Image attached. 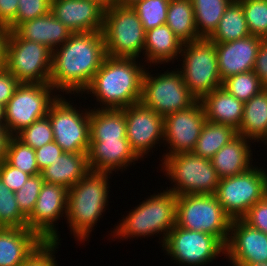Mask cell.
Returning <instances> with one entry per match:
<instances>
[{
	"mask_svg": "<svg viewBox=\"0 0 267 266\" xmlns=\"http://www.w3.org/2000/svg\"><path fill=\"white\" fill-rule=\"evenodd\" d=\"M102 31L73 33L52 51L50 84L54 91L84 92L106 58Z\"/></svg>",
	"mask_w": 267,
	"mask_h": 266,
	"instance_id": "6da1fadb",
	"label": "cell"
},
{
	"mask_svg": "<svg viewBox=\"0 0 267 266\" xmlns=\"http://www.w3.org/2000/svg\"><path fill=\"white\" fill-rule=\"evenodd\" d=\"M136 60L106 56L85 89L104 105L101 109H122L140 102L145 69Z\"/></svg>",
	"mask_w": 267,
	"mask_h": 266,
	"instance_id": "7a4b0ae2",
	"label": "cell"
},
{
	"mask_svg": "<svg viewBox=\"0 0 267 266\" xmlns=\"http://www.w3.org/2000/svg\"><path fill=\"white\" fill-rule=\"evenodd\" d=\"M111 173L89 171L68 189L66 218L74 238L84 241L108 205V181ZM95 224V225H94Z\"/></svg>",
	"mask_w": 267,
	"mask_h": 266,
	"instance_id": "3957f363",
	"label": "cell"
},
{
	"mask_svg": "<svg viewBox=\"0 0 267 266\" xmlns=\"http://www.w3.org/2000/svg\"><path fill=\"white\" fill-rule=\"evenodd\" d=\"M177 196L166 189L135 207L113 230L114 238L151 236L162 232L164 244L169 231L176 225Z\"/></svg>",
	"mask_w": 267,
	"mask_h": 266,
	"instance_id": "277c9868",
	"label": "cell"
},
{
	"mask_svg": "<svg viewBox=\"0 0 267 266\" xmlns=\"http://www.w3.org/2000/svg\"><path fill=\"white\" fill-rule=\"evenodd\" d=\"M175 216L178 227L211 234L226 246L232 219L214 194L178 195Z\"/></svg>",
	"mask_w": 267,
	"mask_h": 266,
	"instance_id": "5b68a950",
	"label": "cell"
},
{
	"mask_svg": "<svg viewBox=\"0 0 267 266\" xmlns=\"http://www.w3.org/2000/svg\"><path fill=\"white\" fill-rule=\"evenodd\" d=\"M102 34L108 56L138 58L144 52L146 32L132 7L107 4Z\"/></svg>",
	"mask_w": 267,
	"mask_h": 266,
	"instance_id": "8992f818",
	"label": "cell"
},
{
	"mask_svg": "<svg viewBox=\"0 0 267 266\" xmlns=\"http://www.w3.org/2000/svg\"><path fill=\"white\" fill-rule=\"evenodd\" d=\"M180 55L183 56V70L178 71L198 100L222 86L214 42L201 38L183 43Z\"/></svg>",
	"mask_w": 267,
	"mask_h": 266,
	"instance_id": "52a82bcc",
	"label": "cell"
},
{
	"mask_svg": "<svg viewBox=\"0 0 267 266\" xmlns=\"http://www.w3.org/2000/svg\"><path fill=\"white\" fill-rule=\"evenodd\" d=\"M165 175L176 185L170 188L176 196L185 194H215L220 178L211 160L192 152L164 156ZM176 187V188H175Z\"/></svg>",
	"mask_w": 267,
	"mask_h": 266,
	"instance_id": "ba28073f",
	"label": "cell"
},
{
	"mask_svg": "<svg viewBox=\"0 0 267 266\" xmlns=\"http://www.w3.org/2000/svg\"><path fill=\"white\" fill-rule=\"evenodd\" d=\"M214 195L232 220L242 219L267 195L266 171L251 167L238 175L221 178Z\"/></svg>",
	"mask_w": 267,
	"mask_h": 266,
	"instance_id": "9c48e42d",
	"label": "cell"
},
{
	"mask_svg": "<svg viewBox=\"0 0 267 266\" xmlns=\"http://www.w3.org/2000/svg\"><path fill=\"white\" fill-rule=\"evenodd\" d=\"M198 99L188 90L179 71L155 77L144 72L140 103L161 116L190 108Z\"/></svg>",
	"mask_w": 267,
	"mask_h": 266,
	"instance_id": "30bf717a",
	"label": "cell"
},
{
	"mask_svg": "<svg viewBox=\"0 0 267 266\" xmlns=\"http://www.w3.org/2000/svg\"><path fill=\"white\" fill-rule=\"evenodd\" d=\"M53 90L50 83H20L5 106L6 129L11 136L48 115L51 104L58 98Z\"/></svg>",
	"mask_w": 267,
	"mask_h": 266,
	"instance_id": "8fae6325",
	"label": "cell"
},
{
	"mask_svg": "<svg viewBox=\"0 0 267 266\" xmlns=\"http://www.w3.org/2000/svg\"><path fill=\"white\" fill-rule=\"evenodd\" d=\"M52 51L45 45L9 37L5 69L20 83H50Z\"/></svg>",
	"mask_w": 267,
	"mask_h": 266,
	"instance_id": "7c38bea8",
	"label": "cell"
},
{
	"mask_svg": "<svg viewBox=\"0 0 267 266\" xmlns=\"http://www.w3.org/2000/svg\"><path fill=\"white\" fill-rule=\"evenodd\" d=\"M50 106L48 117L54 141L64 152H88L90 146V110L80 113L61 95ZM62 97V98H61Z\"/></svg>",
	"mask_w": 267,
	"mask_h": 266,
	"instance_id": "4fadbf2b",
	"label": "cell"
},
{
	"mask_svg": "<svg viewBox=\"0 0 267 266\" xmlns=\"http://www.w3.org/2000/svg\"><path fill=\"white\" fill-rule=\"evenodd\" d=\"M161 245L171 259L190 266L208 264L221 252H226V246L216 236L187 230L177 225L169 231L164 244Z\"/></svg>",
	"mask_w": 267,
	"mask_h": 266,
	"instance_id": "5bb4252c",
	"label": "cell"
},
{
	"mask_svg": "<svg viewBox=\"0 0 267 266\" xmlns=\"http://www.w3.org/2000/svg\"><path fill=\"white\" fill-rule=\"evenodd\" d=\"M67 201L68 189L66 187L44 182L34 210L27 217V228L34 231L43 241L59 243L60 239L54 223L64 213L66 216Z\"/></svg>",
	"mask_w": 267,
	"mask_h": 266,
	"instance_id": "9a60e30c",
	"label": "cell"
},
{
	"mask_svg": "<svg viewBox=\"0 0 267 266\" xmlns=\"http://www.w3.org/2000/svg\"><path fill=\"white\" fill-rule=\"evenodd\" d=\"M206 122L203 105L198 100L190 108L164 116V139L170 144L166 155L192 152Z\"/></svg>",
	"mask_w": 267,
	"mask_h": 266,
	"instance_id": "2e32d148",
	"label": "cell"
},
{
	"mask_svg": "<svg viewBox=\"0 0 267 266\" xmlns=\"http://www.w3.org/2000/svg\"><path fill=\"white\" fill-rule=\"evenodd\" d=\"M125 114L126 138L139 158L164 139V117L140 102L121 109Z\"/></svg>",
	"mask_w": 267,
	"mask_h": 266,
	"instance_id": "e0dca14e",
	"label": "cell"
},
{
	"mask_svg": "<svg viewBox=\"0 0 267 266\" xmlns=\"http://www.w3.org/2000/svg\"><path fill=\"white\" fill-rule=\"evenodd\" d=\"M106 4L102 0H51L50 12L72 33L102 31Z\"/></svg>",
	"mask_w": 267,
	"mask_h": 266,
	"instance_id": "ac0fdd59",
	"label": "cell"
},
{
	"mask_svg": "<svg viewBox=\"0 0 267 266\" xmlns=\"http://www.w3.org/2000/svg\"><path fill=\"white\" fill-rule=\"evenodd\" d=\"M230 232L225 255L231 263L267 262V234L243 219L232 220Z\"/></svg>",
	"mask_w": 267,
	"mask_h": 266,
	"instance_id": "d6986e66",
	"label": "cell"
},
{
	"mask_svg": "<svg viewBox=\"0 0 267 266\" xmlns=\"http://www.w3.org/2000/svg\"><path fill=\"white\" fill-rule=\"evenodd\" d=\"M262 40L249 35L226 43H215L221 80L252 71Z\"/></svg>",
	"mask_w": 267,
	"mask_h": 266,
	"instance_id": "ffe728a7",
	"label": "cell"
},
{
	"mask_svg": "<svg viewBox=\"0 0 267 266\" xmlns=\"http://www.w3.org/2000/svg\"><path fill=\"white\" fill-rule=\"evenodd\" d=\"M87 158L90 171L107 173L126 168L140 159L128 140H90Z\"/></svg>",
	"mask_w": 267,
	"mask_h": 266,
	"instance_id": "44dd1931",
	"label": "cell"
},
{
	"mask_svg": "<svg viewBox=\"0 0 267 266\" xmlns=\"http://www.w3.org/2000/svg\"><path fill=\"white\" fill-rule=\"evenodd\" d=\"M12 32L18 38L43 44L51 51L63 45L73 34L51 12L19 24Z\"/></svg>",
	"mask_w": 267,
	"mask_h": 266,
	"instance_id": "7402d4cb",
	"label": "cell"
},
{
	"mask_svg": "<svg viewBox=\"0 0 267 266\" xmlns=\"http://www.w3.org/2000/svg\"><path fill=\"white\" fill-rule=\"evenodd\" d=\"M42 242L27 227L0 228V266H20Z\"/></svg>",
	"mask_w": 267,
	"mask_h": 266,
	"instance_id": "603a6c76",
	"label": "cell"
},
{
	"mask_svg": "<svg viewBox=\"0 0 267 266\" xmlns=\"http://www.w3.org/2000/svg\"><path fill=\"white\" fill-rule=\"evenodd\" d=\"M206 120L226 124L239 129L243 117L244 102L227 92L223 87L206 94L201 100Z\"/></svg>",
	"mask_w": 267,
	"mask_h": 266,
	"instance_id": "cb8c5ba5",
	"label": "cell"
},
{
	"mask_svg": "<svg viewBox=\"0 0 267 266\" xmlns=\"http://www.w3.org/2000/svg\"><path fill=\"white\" fill-rule=\"evenodd\" d=\"M247 139L238 134L210 159L220 179L238 175L253 167L250 164L253 158L248 144L251 141Z\"/></svg>",
	"mask_w": 267,
	"mask_h": 266,
	"instance_id": "d4e9b609",
	"label": "cell"
},
{
	"mask_svg": "<svg viewBox=\"0 0 267 266\" xmlns=\"http://www.w3.org/2000/svg\"><path fill=\"white\" fill-rule=\"evenodd\" d=\"M88 152H64L51 165L41 171L46 183L58 184L70 189L79 182L90 170Z\"/></svg>",
	"mask_w": 267,
	"mask_h": 266,
	"instance_id": "484cf974",
	"label": "cell"
},
{
	"mask_svg": "<svg viewBox=\"0 0 267 266\" xmlns=\"http://www.w3.org/2000/svg\"><path fill=\"white\" fill-rule=\"evenodd\" d=\"M183 42L166 25L157 26L146 31L145 34V61L150 64L171 62L179 56Z\"/></svg>",
	"mask_w": 267,
	"mask_h": 266,
	"instance_id": "4316f807",
	"label": "cell"
},
{
	"mask_svg": "<svg viewBox=\"0 0 267 266\" xmlns=\"http://www.w3.org/2000/svg\"><path fill=\"white\" fill-rule=\"evenodd\" d=\"M238 134L250 140L262 141L267 136V88L244 103Z\"/></svg>",
	"mask_w": 267,
	"mask_h": 266,
	"instance_id": "83f0119b",
	"label": "cell"
},
{
	"mask_svg": "<svg viewBox=\"0 0 267 266\" xmlns=\"http://www.w3.org/2000/svg\"><path fill=\"white\" fill-rule=\"evenodd\" d=\"M90 140H127L125 114L121 109H91Z\"/></svg>",
	"mask_w": 267,
	"mask_h": 266,
	"instance_id": "f1b7e54d",
	"label": "cell"
},
{
	"mask_svg": "<svg viewBox=\"0 0 267 266\" xmlns=\"http://www.w3.org/2000/svg\"><path fill=\"white\" fill-rule=\"evenodd\" d=\"M183 42L200 40L191 0H170L165 23Z\"/></svg>",
	"mask_w": 267,
	"mask_h": 266,
	"instance_id": "f546056e",
	"label": "cell"
},
{
	"mask_svg": "<svg viewBox=\"0 0 267 266\" xmlns=\"http://www.w3.org/2000/svg\"><path fill=\"white\" fill-rule=\"evenodd\" d=\"M249 35L243 7L237 0H233L208 39L214 43H226Z\"/></svg>",
	"mask_w": 267,
	"mask_h": 266,
	"instance_id": "4dcf8cb0",
	"label": "cell"
},
{
	"mask_svg": "<svg viewBox=\"0 0 267 266\" xmlns=\"http://www.w3.org/2000/svg\"><path fill=\"white\" fill-rule=\"evenodd\" d=\"M238 135L235 128L206 120L192 153L211 159L224 145Z\"/></svg>",
	"mask_w": 267,
	"mask_h": 266,
	"instance_id": "1f68e13d",
	"label": "cell"
},
{
	"mask_svg": "<svg viewBox=\"0 0 267 266\" xmlns=\"http://www.w3.org/2000/svg\"><path fill=\"white\" fill-rule=\"evenodd\" d=\"M233 0H191L197 34L208 39Z\"/></svg>",
	"mask_w": 267,
	"mask_h": 266,
	"instance_id": "d6a6232c",
	"label": "cell"
},
{
	"mask_svg": "<svg viewBox=\"0 0 267 266\" xmlns=\"http://www.w3.org/2000/svg\"><path fill=\"white\" fill-rule=\"evenodd\" d=\"M5 160L30 176L41 174L35 159V150L16 136H11L8 141Z\"/></svg>",
	"mask_w": 267,
	"mask_h": 266,
	"instance_id": "836d02e7",
	"label": "cell"
},
{
	"mask_svg": "<svg viewBox=\"0 0 267 266\" xmlns=\"http://www.w3.org/2000/svg\"><path fill=\"white\" fill-rule=\"evenodd\" d=\"M221 87L244 103L264 89L253 70L228 77Z\"/></svg>",
	"mask_w": 267,
	"mask_h": 266,
	"instance_id": "e575fe53",
	"label": "cell"
},
{
	"mask_svg": "<svg viewBox=\"0 0 267 266\" xmlns=\"http://www.w3.org/2000/svg\"><path fill=\"white\" fill-rule=\"evenodd\" d=\"M0 225L2 227H27V217L21 212L11 191L0 178Z\"/></svg>",
	"mask_w": 267,
	"mask_h": 266,
	"instance_id": "d590c367",
	"label": "cell"
},
{
	"mask_svg": "<svg viewBox=\"0 0 267 266\" xmlns=\"http://www.w3.org/2000/svg\"><path fill=\"white\" fill-rule=\"evenodd\" d=\"M170 0H140L132 8L137 13L144 31L164 25Z\"/></svg>",
	"mask_w": 267,
	"mask_h": 266,
	"instance_id": "8d00e7d4",
	"label": "cell"
},
{
	"mask_svg": "<svg viewBox=\"0 0 267 266\" xmlns=\"http://www.w3.org/2000/svg\"><path fill=\"white\" fill-rule=\"evenodd\" d=\"M243 7L250 35L267 39V0H237Z\"/></svg>",
	"mask_w": 267,
	"mask_h": 266,
	"instance_id": "74e56055",
	"label": "cell"
},
{
	"mask_svg": "<svg viewBox=\"0 0 267 266\" xmlns=\"http://www.w3.org/2000/svg\"><path fill=\"white\" fill-rule=\"evenodd\" d=\"M15 136L34 150L54 141L52 125L48 116L36 120Z\"/></svg>",
	"mask_w": 267,
	"mask_h": 266,
	"instance_id": "f35d334b",
	"label": "cell"
},
{
	"mask_svg": "<svg viewBox=\"0 0 267 266\" xmlns=\"http://www.w3.org/2000/svg\"><path fill=\"white\" fill-rule=\"evenodd\" d=\"M44 182L41 174L30 176L25 184L15 192L18 207L26 217L34 210Z\"/></svg>",
	"mask_w": 267,
	"mask_h": 266,
	"instance_id": "ab89813d",
	"label": "cell"
},
{
	"mask_svg": "<svg viewBox=\"0 0 267 266\" xmlns=\"http://www.w3.org/2000/svg\"><path fill=\"white\" fill-rule=\"evenodd\" d=\"M51 0H18V10L14 19V29L25 21L50 12Z\"/></svg>",
	"mask_w": 267,
	"mask_h": 266,
	"instance_id": "60d3db41",
	"label": "cell"
},
{
	"mask_svg": "<svg viewBox=\"0 0 267 266\" xmlns=\"http://www.w3.org/2000/svg\"><path fill=\"white\" fill-rule=\"evenodd\" d=\"M58 244L56 241H43L20 266H57L53 254Z\"/></svg>",
	"mask_w": 267,
	"mask_h": 266,
	"instance_id": "b9f144b4",
	"label": "cell"
},
{
	"mask_svg": "<svg viewBox=\"0 0 267 266\" xmlns=\"http://www.w3.org/2000/svg\"><path fill=\"white\" fill-rule=\"evenodd\" d=\"M29 177V174L11 166L5 159L0 163V178L13 192L18 191Z\"/></svg>",
	"mask_w": 267,
	"mask_h": 266,
	"instance_id": "7bdbcfd3",
	"label": "cell"
},
{
	"mask_svg": "<svg viewBox=\"0 0 267 266\" xmlns=\"http://www.w3.org/2000/svg\"><path fill=\"white\" fill-rule=\"evenodd\" d=\"M242 219L250 226L267 234V195L255 203Z\"/></svg>",
	"mask_w": 267,
	"mask_h": 266,
	"instance_id": "ee69618b",
	"label": "cell"
},
{
	"mask_svg": "<svg viewBox=\"0 0 267 266\" xmlns=\"http://www.w3.org/2000/svg\"><path fill=\"white\" fill-rule=\"evenodd\" d=\"M64 151L55 142L52 141L43 145L41 148L35 149V159L38 164L39 171L51 165L58 157H60Z\"/></svg>",
	"mask_w": 267,
	"mask_h": 266,
	"instance_id": "f6af8a7d",
	"label": "cell"
},
{
	"mask_svg": "<svg viewBox=\"0 0 267 266\" xmlns=\"http://www.w3.org/2000/svg\"><path fill=\"white\" fill-rule=\"evenodd\" d=\"M20 82L6 69L0 70V104L6 106Z\"/></svg>",
	"mask_w": 267,
	"mask_h": 266,
	"instance_id": "bcb514c9",
	"label": "cell"
},
{
	"mask_svg": "<svg viewBox=\"0 0 267 266\" xmlns=\"http://www.w3.org/2000/svg\"><path fill=\"white\" fill-rule=\"evenodd\" d=\"M17 10L18 0H0V25L13 31Z\"/></svg>",
	"mask_w": 267,
	"mask_h": 266,
	"instance_id": "7dc6e473",
	"label": "cell"
},
{
	"mask_svg": "<svg viewBox=\"0 0 267 266\" xmlns=\"http://www.w3.org/2000/svg\"><path fill=\"white\" fill-rule=\"evenodd\" d=\"M253 71L259 77L262 86L267 88V39L261 42Z\"/></svg>",
	"mask_w": 267,
	"mask_h": 266,
	"instance_id": "c3c4849f",
	"label": "cell"
},
{
	"mask_svg": "<svg viewBox=\"0 0 267 266\" xmlns=\"http://www.w3.org/2000/svg\"><path fill=\"white\" fill-rule=\"evenodd\" d=\"M11 30L0 25V70L5 69L6 67V56H7V46Z\"/></svg>",
	"mask_w": 267,
	"mask_h": 266,
	"instance_id": "681fc988",
	"label": "cell"
},
{
	"mask_svg": "<svg viewBox=\"0 0 267 266\" xmlns=\"http://www.w3.org/2000/svg\"><path fill=\"white\" fill-rule=\"evenodd\" d=\"M11 135L5 127L0 126V163L6 158L8 141Z\"/></svg>",
	"mask_w": 267,
	"mask_h": 266,
	"instance_id": "f907efd6",
	"label": "cell"
},
{
	"mask_svg": "<svg viewBox=\"0 0 267 266\" xmlns=\"http://www.w3.org/2000/svg\"><path fill=\"white\" fill-rule=\"evenodd\" d=\"M140 0H116L113 4L122 7H133Z\"/></svg>",
	"mask_w": 267,
	"mask_h": 266,
	"instance_id": "816d5d0a",
	"label": "cell"
},
{
	"mask_svg": "<svg viewBox=\"0 0 267 266\" xmlns=\"http://www.w3.org/2000/svg\"><path fill=\"white\" fill-rule=\"evenodd\" d=\"M0 126L6 128L5 105L0 104Z\"/></svg>",
	"mask_w": 267,
	"mask_h": 266,
	"instance_id": "f5cc1de1",
	"label": "cell"
},
{
	"mask_svg": "<svg viewBox=\"0 0 267 266\" xmlns=\"http://www.w3.org/2000/svg\"><path fill=\"white\" fill-rule=\"evenodd\" d=\"M232 266H267V262L264 263H232Z\"/></svg>",
	"mask_w": 267,
	"mask_h": 266,
	"instance_id": "db71d44e",
	"label": "cell"
},
{
	"mask_svg": "<svg viewBox=\"0 0 267 266\" xmlns=\"http://www.w3.org/2000/svg\"><path fill=\"white\" fill-rule=\"evenodd\" d=\"M102 1L107 5L114 3L116 0H102Z\"/></svg>",
	"mask_w": 267,
	"mask_h": 266,
	"instance_id": "11a10c76",
	"label": "cell"
},
{
	"mask_svg": "<svg viewBox=\"0 0 267 266\" xmlns=\"http://www.w3.org/2000/svg\"><path fill=\"white\" fill-rule=\"evenodd\" d=\"M263 141H264L265 145H267L266 144L267 143V136L265 137V139Z\"/></svg>",
	"mask_w": 267,
	"mask_h": 266,
	"instance_id": "9f6ffc18",
	"label": "cell"
}]
</instances>
